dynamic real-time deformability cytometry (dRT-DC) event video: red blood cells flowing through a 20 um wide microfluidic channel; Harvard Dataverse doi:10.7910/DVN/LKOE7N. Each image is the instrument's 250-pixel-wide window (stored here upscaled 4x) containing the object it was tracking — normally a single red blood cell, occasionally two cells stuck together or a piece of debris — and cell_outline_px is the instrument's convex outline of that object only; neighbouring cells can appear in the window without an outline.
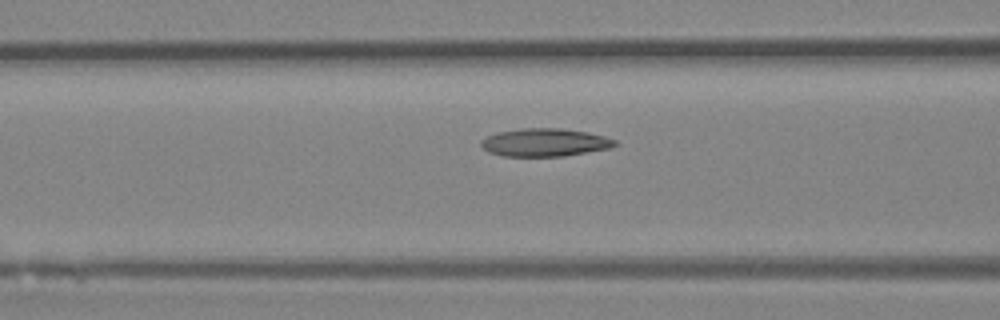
{"species": "Egyptian fruit bat (a non-hibernating species)", "species_latin": "Rousettus aegyptiacus", "temperature_condition": "room temperature", "stored_images_in_passage": 15, "camera_frame_rate_fps": 3000, "um_per_image_px": 0.085, "animal": {"sex": "female"}, "frame": {"image": 1, "passage_image": 13, "time_ms": 4.0, "image_size_px": [1000, 320], "cell_outline_px": [[620, 144], [612, 148], [564, 156], [500, 156], [488, 152], [480, 144], [480, 140], [496, 132], [520, 128], [560, 128], [588, 132], [604, 136], [616, 140]], "centroid_in_image_um": [46.32, 12.1], "position_along_channel_um": 120.3, "area_um2": 22.08}}